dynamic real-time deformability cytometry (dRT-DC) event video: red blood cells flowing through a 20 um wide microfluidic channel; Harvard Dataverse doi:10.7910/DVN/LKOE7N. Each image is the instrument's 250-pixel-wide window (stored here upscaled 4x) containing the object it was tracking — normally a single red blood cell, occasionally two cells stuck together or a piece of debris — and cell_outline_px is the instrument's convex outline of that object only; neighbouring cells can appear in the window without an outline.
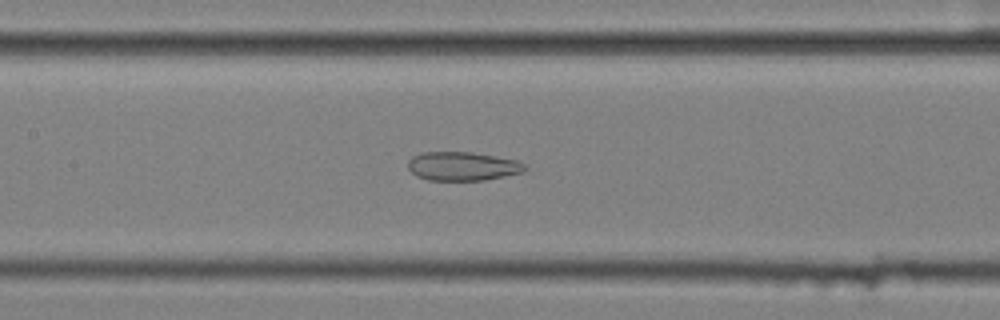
{"species": "common noctule bat (a hibernating species)", "species_latin": "Nyctalus noctula", "temperature_condition": "cold", "stored_images_in_passage": 57, "segment_of_instrument_passage": [2, 2], "camera_frame_rate_fps": 3000, "um_per_image_px": 0.085, "animal": {"sex": "female", "body_mass_g": 25.1}, "frame": {"image": 1, "passage_image": 27, "time_ms": 8.667, "image_size_px": [1000, 320], "cell_outline_px": [[528, 168], [524, 172], [484, 180], [428, 180], [416, 176], [408, 168], [408, 160], [412, 156], [420, 152], [472, 152], [516, 160], [524, 164]], "centroid_in_image_um": [39.3, 14.12], "position_along_channel_um": 168.1, "area_um2": 19.65}}
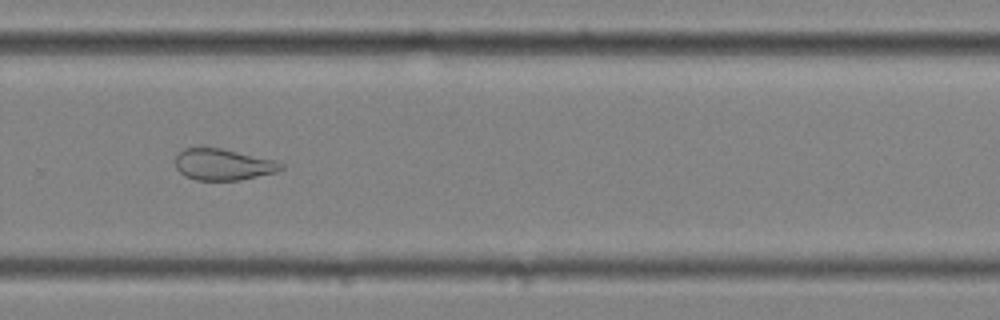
{"frame": {"image": 2, "passage_image": 39, "time_ms": 12.667, "image_size_px": [1000, 320], "cell_outline_px": [[284, 168], [276, 172], [240, 180], [196, 180], [184, 176], [176, 168], [176, 156], [184, 148], [220, 148], [276, 160], [284, 164]], "centroid_in_image_um": [18.98, 13.99], "position_along_channel_um": 310.8, "area_um2": 19.25}}
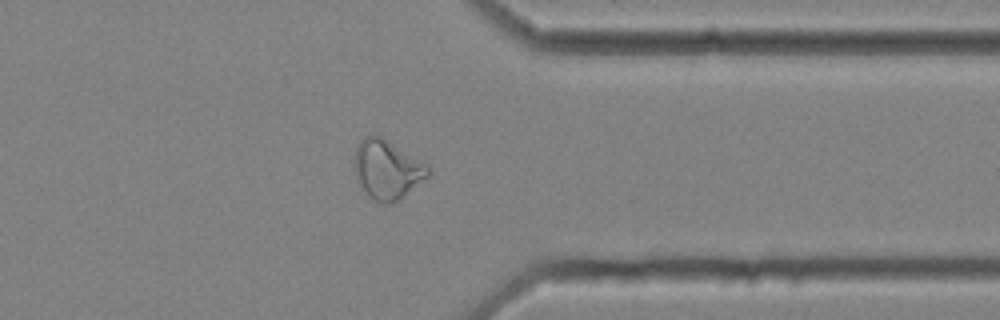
{"frame": {"image": 3, "passage_image": 45, "time_ms": 14.667, "image_size_px": [1000, 320], "cell_outline_px": [[432, 172], [428, 176], [404, 196], [388, 204], [384, 204], [368, 196], [356, 176], [356, 148], [360, 140], [364, 136], [380, 136], [428, 164], [432, 168]], "centroid_in_image_um": [32.96, 14.4], "position_along_channel_um": 378.4, "area_um2": 24.85}}